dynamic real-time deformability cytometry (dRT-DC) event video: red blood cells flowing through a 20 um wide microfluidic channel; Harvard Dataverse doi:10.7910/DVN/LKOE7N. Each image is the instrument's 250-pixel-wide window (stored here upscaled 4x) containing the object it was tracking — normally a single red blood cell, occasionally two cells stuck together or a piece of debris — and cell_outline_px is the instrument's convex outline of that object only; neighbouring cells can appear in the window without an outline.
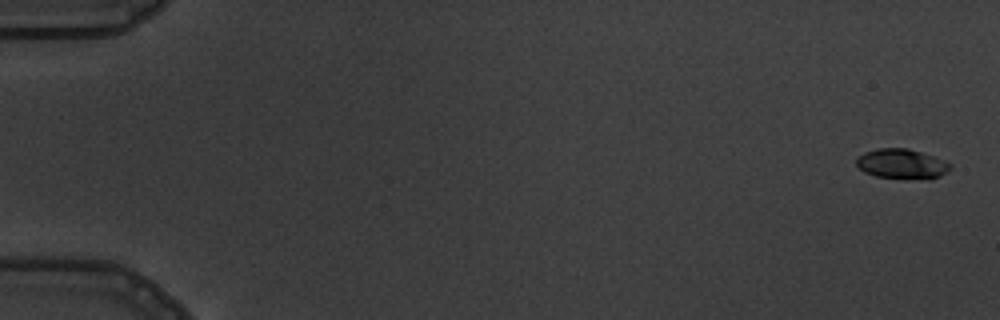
{"species": "common noctule bat (a hibernating species)", "species_latin": "Nyctalus noctula", "temperature_condition": "warm", "stored_images_in_passage": 6, "camera_frame_rate_fps": 3000, "um_per_image_px": 0.085, "animal": {"sex": "male", "body_mass_g": 19.5, "forearm_length_mm": 54.6}, "frame": {"image": 1, "passage_image": 1, "time_ms": 0.0, "image_size_px": [1000, 320], "cell_outline_px": [[952, 168], [948, 172], [940, 176], [928, 180], [876, 176], [864, 172], [856, 164], [856, 156], [864, 152], [880, 148], [908, 148], [932, 156], [952, 164]], "centroid_in_image_um": [76.66, 13.94], "position_along_channel_um": 8.3, "area_um2": 16.42}}
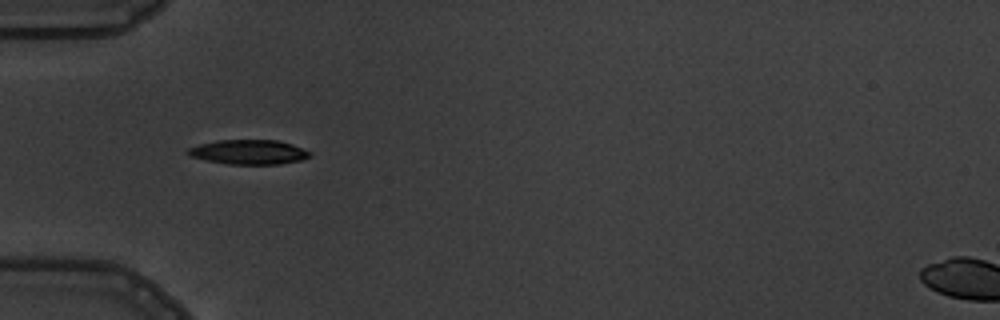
{"frame": {"image": 2, "passage_image": 5, "time_ms": 5.667, "image_size_px": [1000, 320], "cell_outline_px": [[312, 156], [300, 160], [280, 164], [228, 164], [208, 160], [192, 156], [184, 152], [188, 148], [200, 144], [216, 140], [276, 140], [292, 144], [312, 152]], "centroid_in_image_um": [21.17, 12.92], "position_along_channel_um": 63.8, "area_um2": 17.4}}